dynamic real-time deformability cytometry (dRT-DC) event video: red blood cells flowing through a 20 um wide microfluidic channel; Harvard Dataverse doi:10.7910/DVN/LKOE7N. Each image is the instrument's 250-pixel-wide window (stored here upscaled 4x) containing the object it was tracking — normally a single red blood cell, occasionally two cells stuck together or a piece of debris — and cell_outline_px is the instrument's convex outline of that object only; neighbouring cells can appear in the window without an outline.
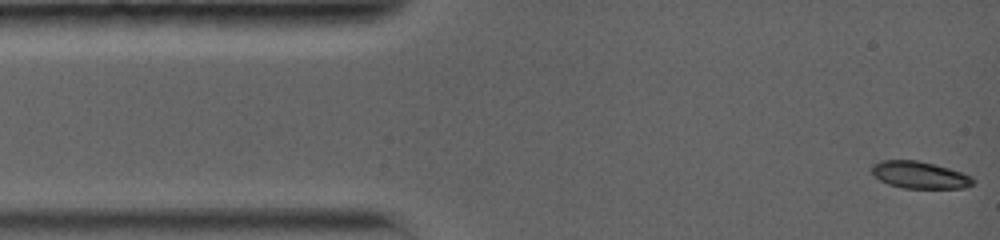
{"species": "common noctule bat (a hibernating species)", "species_latin": "Nyctalus noctula", "temperature_condition": "warm", "stored_images_in_passage": 8, "camera_frame_rate_fps": 5000, "um_per_image_px": 0.085, "animal": {"sex": "female", "body_mass_g": 19.0, "forearm_length_mm": 56.7}, "frame": {"image": 1, "passage_image": 1, "time_ms": 0.0, "image_size_px": [1000, 240], "cell_outline_px": [[976, 180], [972, 184], [964, 188], [904, 188], [888, 184], [880, 180], [872, 172], [872, 164], [880, 160], [916, 160], [948, 168], [972, 176]], "centroid_in_image_um": [78.17, 14.87], "position_along_channel_um": 6.8, "area_um2": 15.84}}
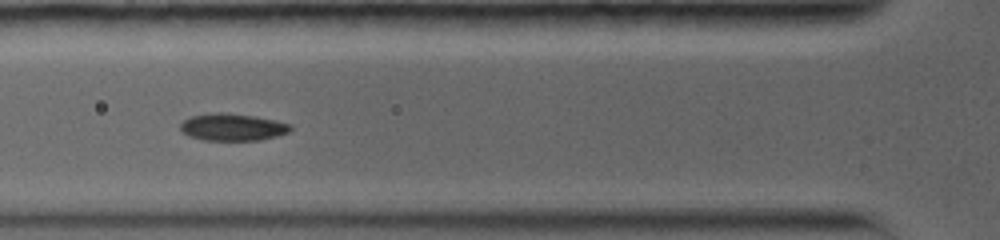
{"frame": {"image": 2, "passage_image": 6, "time_ms": 4.6, "image_size_px": [1000, 240], "cell_outline_px": [[292, 128], [288, 132], [276, 136], [260, 140], [204, 140], [188, 136], [180, 128], [180, 124], [184, 120], [192, 116], [212, 112], [224, 112], [256, 116], [288, 124]], "centroid_in_image_um": [19.72, 10.8], "position_along_channel_um": 106.1, "area_um2": 17.28}}
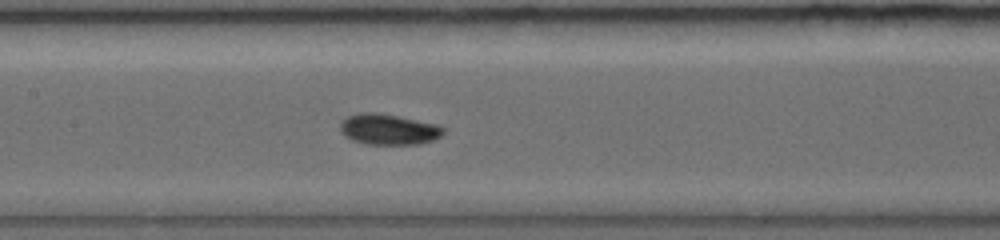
{"frame": {"image": 3, "passage_image": 8, "time_ms": 6.4, "image_size_px": [1000, 240], "cell_outline_px": [[444, 132], [440, 136], [432, 140], [420, 144], [364, 144], [352, 140], [344, 136], [340, 132], [340, 124], [348, 116], [360, 112], [376, 112], [436, 124], [444, 128]], "centroid_in_image_um": [32.99, 11.0], "position_along_channel_um": 174.4, "area_um2": 18.38}}